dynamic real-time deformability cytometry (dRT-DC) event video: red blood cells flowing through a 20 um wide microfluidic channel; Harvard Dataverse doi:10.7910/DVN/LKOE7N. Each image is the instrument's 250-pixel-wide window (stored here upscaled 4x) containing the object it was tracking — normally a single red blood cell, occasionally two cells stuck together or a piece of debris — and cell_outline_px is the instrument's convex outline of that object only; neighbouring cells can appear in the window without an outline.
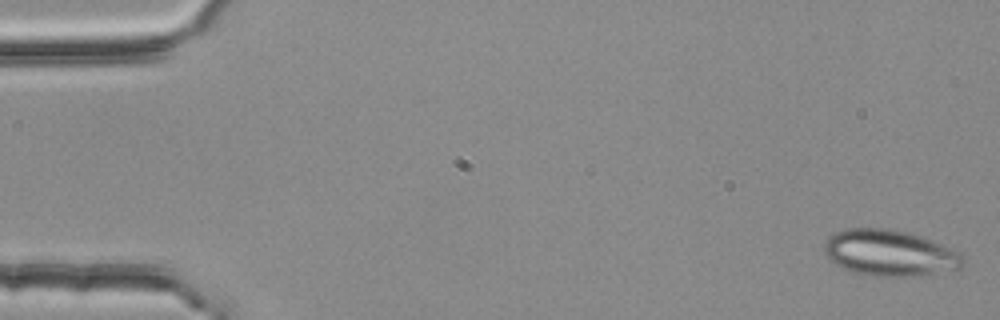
{"species": "common noctule bat (a hibernating species)", "species_latin": "Nyctalus noctula", "temperature_condition": "room temperature", "stored_images_in_passage": 52, "camera_frame_rate_fps": 3000, "um_per_image_px": 0.085, "animal": {"sex": "female", "body_mass_g": 25.1}, "frame": {"image": 1, "passage_image": 1, "time_ms": 0.0, "image_size_px": [1000, 320], "cell_outline_px": [[968, 264], [960, 268], [920, 276], [872, 276], [856, 272], [844, 268], [836, 264], [824, 256], [824, 244], [828, 236], [836, 232], [848, 228], [896, 228], [920, 236], [960, 252], [964, 256]], "centroid_in_image_um": [75.64, 21.5], "position_along_channel_um": 9.4, "area_um2": 37.63}}
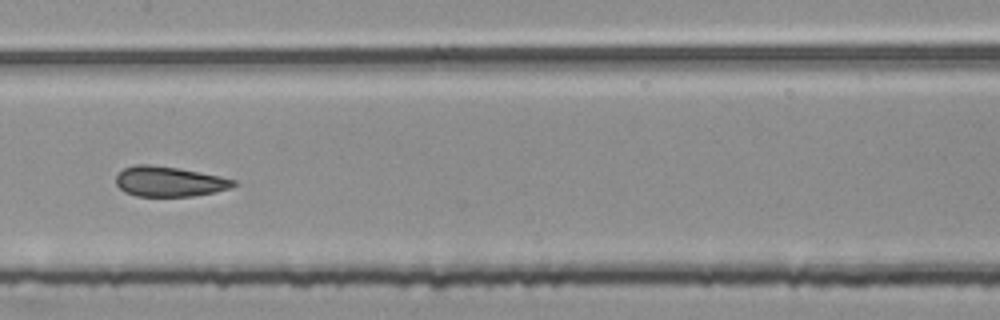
{"frame": {"image": 2, "passage_image": 27, "time_ms": 8.667, "image_size_px": [1000, 320], "cell_outline_px": [[240, 184], [232, 188], [192, 196], [136, 196], [124, 192], [116, 184], [116, 176], [124, 168], [136, 164], [148, 164], [176, 168], [200, 172], [220, 176], [236, 180]], "centroid_in_image_um": [14.4, 15.43], "position_along_channel_um": 193.0, "area_um2": 20.63}}
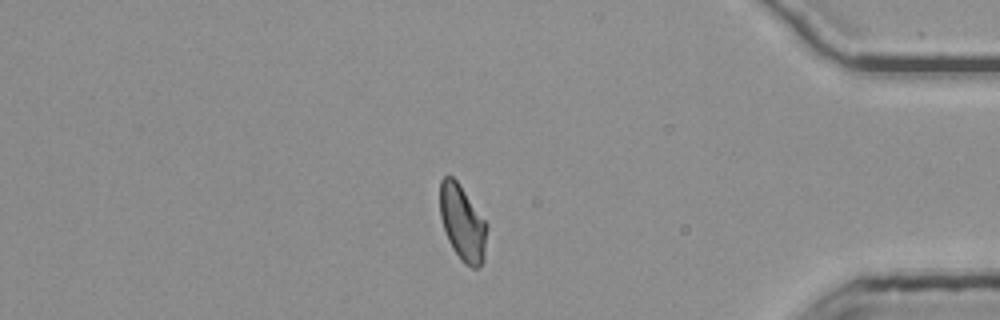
{"frame": {"image": 3, "passage_image": 46, "time_ms": 15.0, "image_size_px": [1000, 320], "cell_outline_px": [[488, 228], [484, 260], [480, 268], [472, 268], [464, 264], [460, 260], [452, 248], [448, 240], [440, 216], [440, 180], [444, 176], [452, 176], [456, 180], [488, 224]], "centroid_in_image_um": [39.33, 19.0], "position_along_channel_um": 395.9, "area_um2": 20.87}, "authors_computed_cell_mechanics": {"area_um2": 21.2415, "velocity_mm_per_s": 3.7605, "shape_relaxation_time_tau1_ms": 4.9435, "shape_relaxation_time_tau2_ms": 1.0182, "deformation_change_tau1": 0.1247, "deformation_change_tau2": 0.0817}}